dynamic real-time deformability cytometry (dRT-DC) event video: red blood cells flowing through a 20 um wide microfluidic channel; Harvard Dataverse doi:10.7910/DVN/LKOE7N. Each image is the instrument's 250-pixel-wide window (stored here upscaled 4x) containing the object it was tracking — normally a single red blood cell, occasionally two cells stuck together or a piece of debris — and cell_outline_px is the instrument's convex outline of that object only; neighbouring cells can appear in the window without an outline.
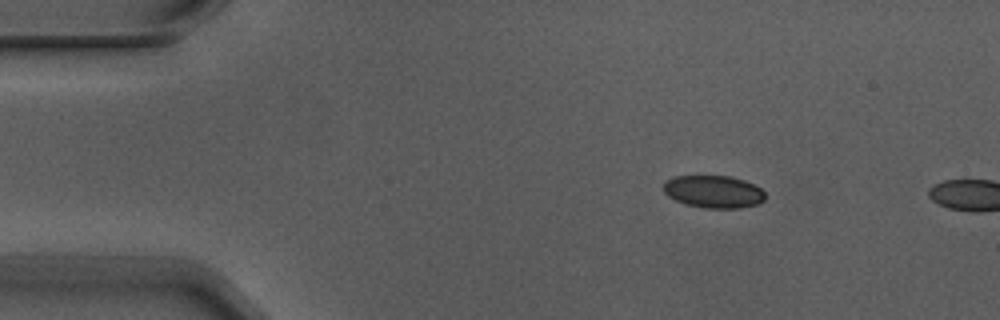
{"species": "Egyptian fruit bat (a non-hibernating species)", "species_latin": "Rousettus aegyptiacus", "temperature_condition": "warm", "stored_images_in_passage": 2, "camera_frame_rate_fps": 3000, "um_per_image_px": 0.085, "animal": {"sex": "male"}, "frame": {"image": 1, "passage_image": 1, "time_ms": 0.0, "image_size_px": [1000, 320], "cell_outline_px": [[764, 200], [756, 204], [740, 208], [704, 208], [688, 204], [676, 200], [668, 196], [664, 192], [664, 180], [676, 176], [728, 176], [744, 180], [760, 188], [764, 192]], "centroid_in_image_um": [60.63, 16.29], "position_along_channel_um": 24.4, "area_um2": 19.07}}